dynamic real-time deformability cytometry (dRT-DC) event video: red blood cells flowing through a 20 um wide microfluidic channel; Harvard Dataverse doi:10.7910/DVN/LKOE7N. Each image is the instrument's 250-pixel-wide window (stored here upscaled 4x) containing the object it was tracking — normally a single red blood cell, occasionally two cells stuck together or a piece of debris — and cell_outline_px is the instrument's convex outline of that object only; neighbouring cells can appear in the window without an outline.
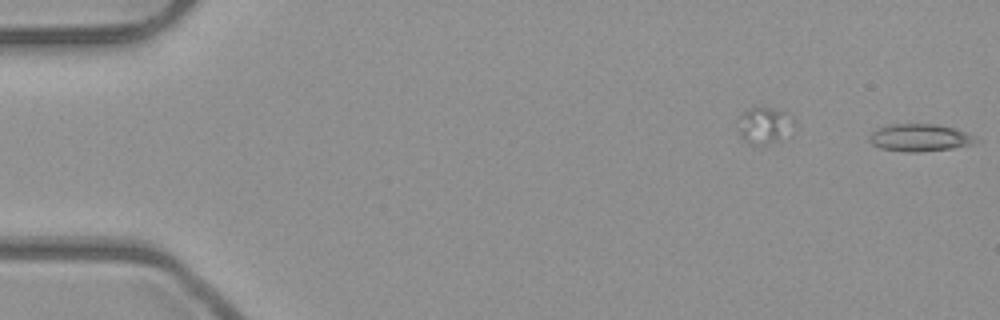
{"species": "common noctule bat (a hibernating species)", "species_latin": "Nyctalus noctula", "temperature_condition": "room temperature", "stored_images_in_passage": 3, "segment_of_instrument_passage": [2, 2], "camera_frame_rate_fps": 3000, "um_per_image_px": 0.085, "animal": {"sex": "male", "body_mass_g": 23.1, "forearm_length_mm": 52.7}, "frame": {"image": 1, "passage_image": 3, "time_ms": 0.667, "image_size_px": [1000, 320], "cell_outline_px": [[976, 140], [972, 144], [952, 148], [920, 152], [908, 152], [880, 148], [872, 144], [868, 140], [868, 136], [872, 132], [880, 128], [892, 124], [936, 124], [952, 128], [964, 132], [972, 136]], "centroid_in_image_um": [78.11, 11.71], "position_along_channel_um": 6.9, "area_um2": 16.65}}